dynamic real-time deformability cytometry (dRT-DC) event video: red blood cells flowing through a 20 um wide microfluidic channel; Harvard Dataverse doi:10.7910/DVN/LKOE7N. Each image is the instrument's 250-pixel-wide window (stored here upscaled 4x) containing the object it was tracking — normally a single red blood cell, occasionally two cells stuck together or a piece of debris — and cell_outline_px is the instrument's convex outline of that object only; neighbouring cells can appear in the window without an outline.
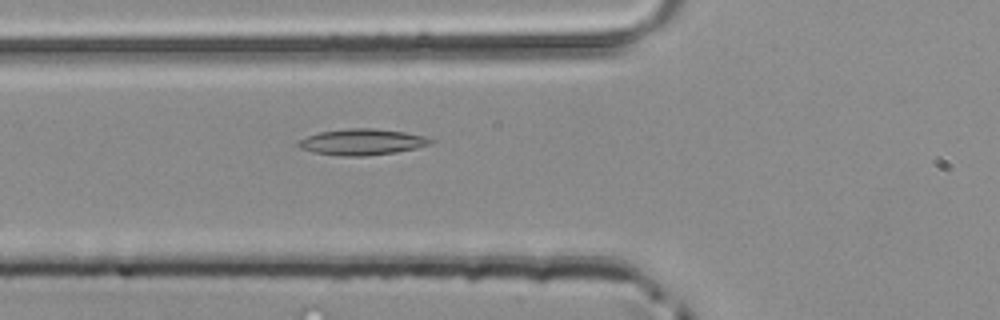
{"species": "common noctule bat (a hibernating species)", "species_latin": "Nyctalus noctula", "temperature_condition": "room temperature", "stored_images_in_passage": 29, "camera_frame_rate_fps": 3000, "um_per_image_px": 0.085, "animal": {"sex": "male", "body_mass_g": 20.4}, "frame": {"image": 1, "passage_image": 3, "time_ms": 0.667, "image_size_px": [1000, 320], "cell_outline_px": [[436, 140], [432, 144], [416, 148], [396, 152], [360, 156], [348, 156], [316, 152], [300, 148], [296, 144], [300, 140], [308, 136], [320, 132], [348, 128], [372, 128], [404, 132], [424, 136]], "centroid_in_image_um": [30.82, 12.06], "position_along_channel_um": 95.0, "area_um2": 19.83}}
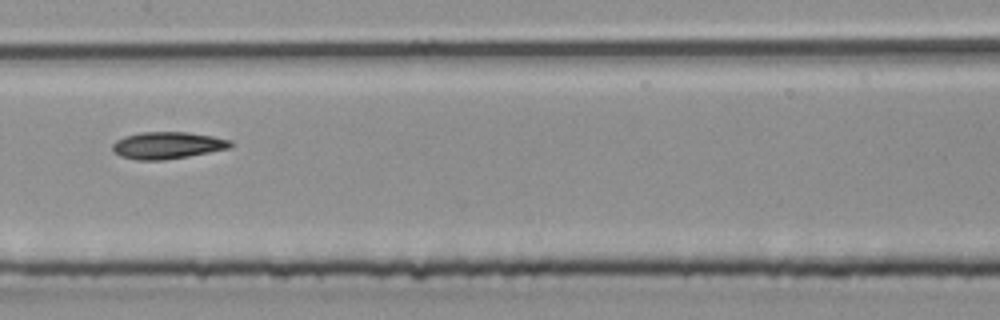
{"frame": {"image": 2, "passage_image": 10, "time_ms": 3.0, "image_size_px": [1000, 320], "cell_outline_px": [[232, 148], [188, 156], [164, 160], [136, 160], [120, 156], [112, 148], [112, 144], [116, 140], [124, 136], [144, 132], [188, 132], [212, 136], [232, 140]], "centroid_in_image_um": [14.25, 12.35], "position_along_channel_um": 193.1, "area_um2": 18.55}}
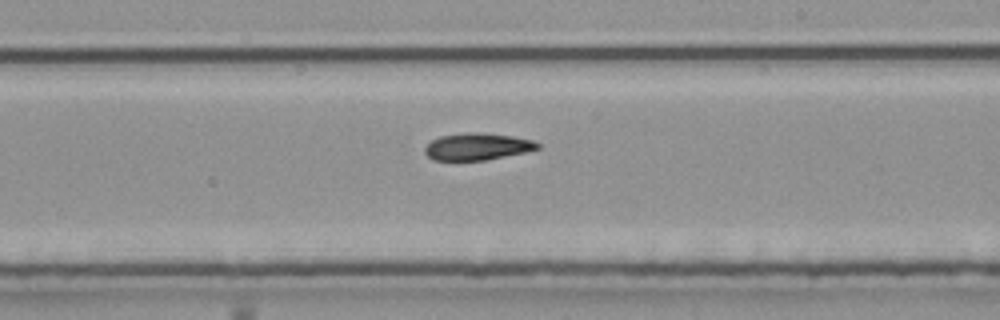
{"frame": {"image": 3, "passage_image": 14, "time_ms": 4.333, "image_size_px": [1000, 320], "cell_outline_px": [[540, 148], [524, 152], [484, 160], [432, 160], [424, 152], [424, 148], [432, 140], [440, 136], [464, 132], [484, 132], [512, 136], [532, 140], [540, 144]], "centroid_in_image_um": [40.54, 12.44], "position_along_channel_um": 248.5, "area_um2": 17.69}}